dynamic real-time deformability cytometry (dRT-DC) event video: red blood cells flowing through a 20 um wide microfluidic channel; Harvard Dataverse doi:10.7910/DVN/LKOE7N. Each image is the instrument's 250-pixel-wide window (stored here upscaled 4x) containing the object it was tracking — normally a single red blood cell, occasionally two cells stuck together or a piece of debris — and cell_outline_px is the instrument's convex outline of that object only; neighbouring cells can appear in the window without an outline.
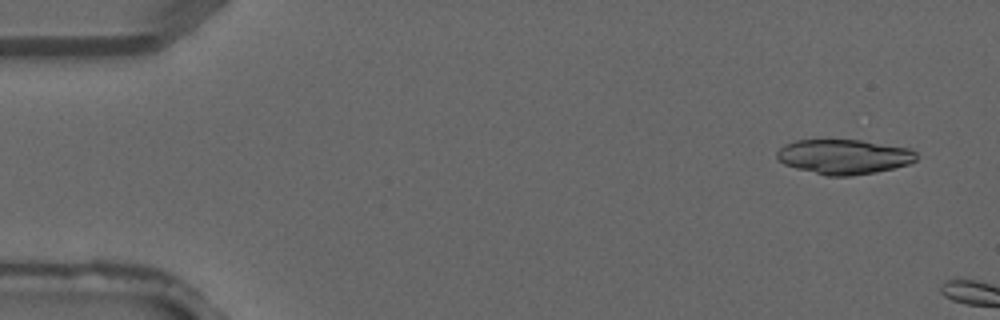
{"species": "common noctule bat (a hibernating species)", "species_latin": "Nyctalus noctula", "temperature_condition": "warm", "stored_images_in_passage": 6, "segment_of_instrument_passage": [2, 2], "camera_frame_rate_fps": 3000, "um_per_image_px": 0.085, "animal": {"sex": "male", "forearm_length_mm": 52.5}, "frame": {"image": 1, "passage_image": 6, "time_ms": 1.667, "image_size_px": [1000, 320], "cell_outline_px": [[916, 160], [908, 164], [876, 172], [852, 176], [828, 176], [796, 168], [784, 164], [776, 156], [776, 152], [784, 144], [796, 140], [860, 140], [908, 148], [916, 152]], "centroid_in_image_um": [71.71, 13.32], "position_along_channel_um": 13.3, "area_um2": 28.09}}